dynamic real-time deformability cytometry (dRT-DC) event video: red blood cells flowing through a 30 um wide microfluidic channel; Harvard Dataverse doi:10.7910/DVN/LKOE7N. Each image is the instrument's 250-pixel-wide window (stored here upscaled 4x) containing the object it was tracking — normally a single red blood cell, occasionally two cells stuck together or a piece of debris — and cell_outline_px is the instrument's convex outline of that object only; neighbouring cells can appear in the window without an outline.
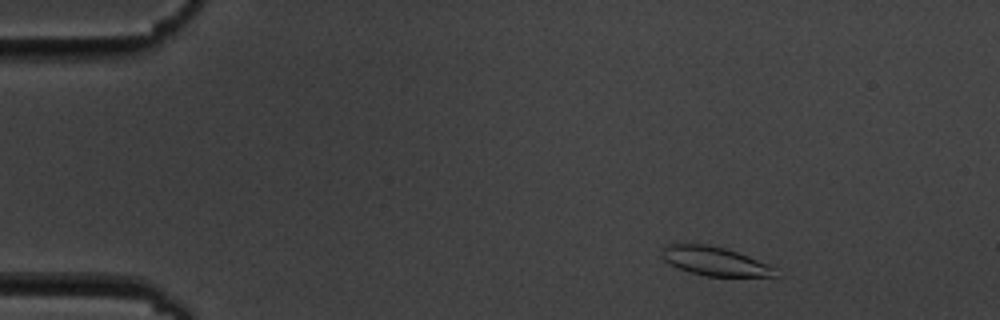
{"species": "common noctule bat (a hibernating species)", "species_latin": "Nyctalus noctula", "temperature_condition": "cold", "stored_images_in_passage": 6, "camera_frame_rate_fps": 3000, "um_per_image_px": 0.085, "animal": {"sex": "male", "body_mass_g": 19.5, "forearm_length_mm": 54.6}, "frame": {"image": 1, "passage_image": 2, "time_ms": 1.333, "image_size_px": [1000, 320], "cell_outline_px": [[776, 276], [704, 276], [688, 272], [676, 268], [664, 260], [660, 256], [660, 252], [668, 244], [676, 240], [708, 244], [724, 248], [748, 256], [768, 264], [776, 268]], "centroid_in_image_um": [60.63, 22.16], "position_along_channel_um": 24.4, "area_um2": 19.65}}
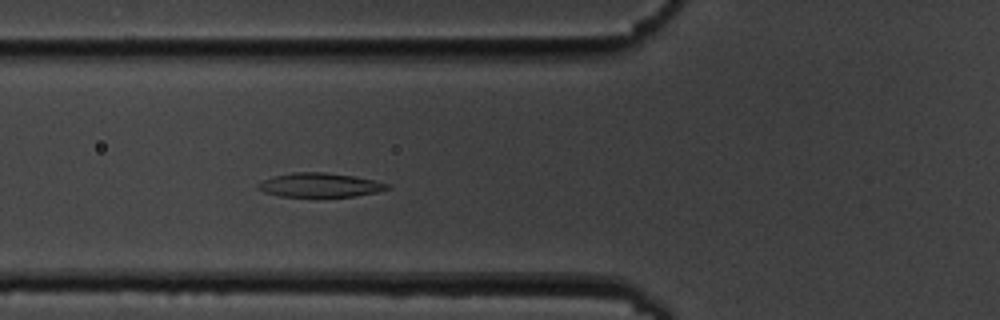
{"frame": {"image": 2, "passage_image": 6, "time_ms": 5.667, "image_size_px": [1000, 320], "cell_outline_px": [[392, 188], [376, 192], [356, 196], [280, 196], [264, 192], [256, 188], [256, 184], [272, 176], [292, 172], [324, 172], [352, 176], [376, 180], [388, 184]], "centroid_in_image_um": [27.17, 15.72], "position_along_channel_um": 98.6, "area_um2": 18.09}}